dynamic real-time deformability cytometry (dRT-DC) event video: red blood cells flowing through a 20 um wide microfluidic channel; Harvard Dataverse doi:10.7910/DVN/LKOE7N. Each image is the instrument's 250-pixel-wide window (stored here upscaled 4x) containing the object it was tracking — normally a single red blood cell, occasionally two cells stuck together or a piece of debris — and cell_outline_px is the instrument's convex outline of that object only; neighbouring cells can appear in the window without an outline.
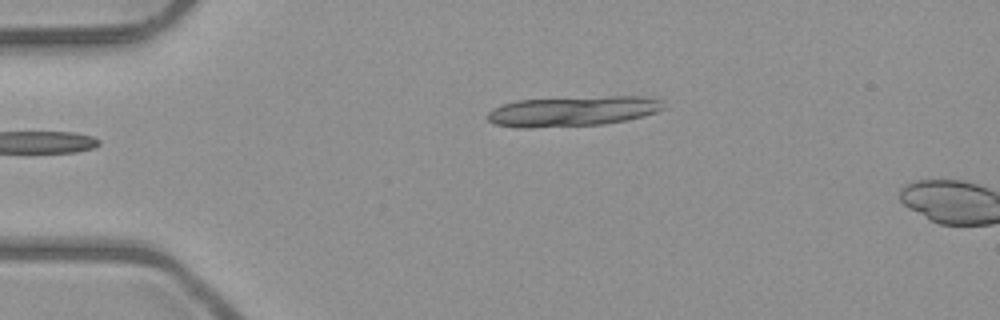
{"species": "common noctule bat (a hibernating species)", "species_latin": "Nyctalus noctula", "temperature_condition": "room temperature", "stored_images_in_passage": 2, "camera_frame_rate_fps": 3000, "um_per_image_px": 0.085, "animal": {"sex": "male", "body_mass_g": 23.1, "forearm_length_mm": 52.7}, "frame": {"image": 1, "passage_image": 2, "time_ms": 1.0, "image_size_px": [1000, 320], "cell_outline_px": [[664, 108], [656, 112], [644, 116], [604, 124], [532, 128], [516, 128], [496, 124], [488, 120], [484, 116], [492, 108], [516, 100], [608, 96], [644, 96], [660, 100]], "centroid_in_image_um": [48.63, 9.46], "position_along_channel_um": 36.4, "area_um2": 30.98}}